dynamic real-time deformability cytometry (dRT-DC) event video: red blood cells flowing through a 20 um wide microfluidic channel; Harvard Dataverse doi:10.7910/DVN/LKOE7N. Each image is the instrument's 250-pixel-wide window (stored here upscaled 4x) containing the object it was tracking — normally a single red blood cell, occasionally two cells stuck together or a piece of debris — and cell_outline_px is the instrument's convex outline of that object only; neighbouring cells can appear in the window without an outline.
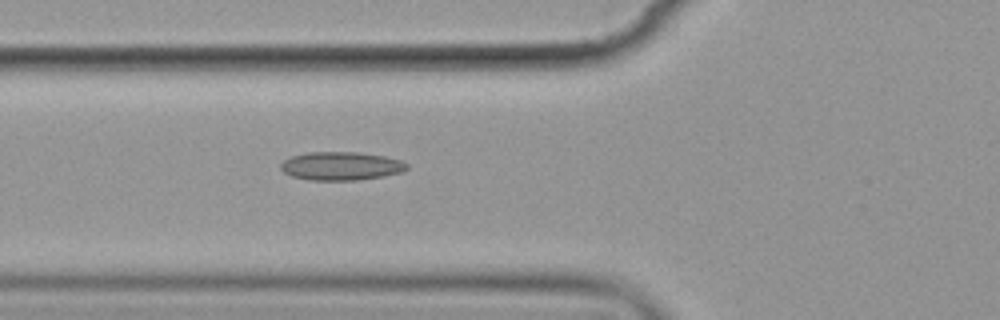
{"species": "common noctule bat (a hibernating species)", "species_latin": "Nyctalus noctula", "temperature_condition": "cold", "stored_images_in_passage": 5, "camera_frame_rate_fps": 3000, "um_per_image_px": 0.085, "animal": {"sex": "female", "body_mass_g": 19.9}, "frame": {"image": 1, "passage_image": 5, "time_ms": 5.667, "image_size_px": [1000, 320], "cell_outline_px": [[408, 168], [404, 172], [384, 176], [356, 180], [308, 180], [292, 176], [284, 172], [280, 168], [280, 164], [284, 160], [292, 156], [308, 152], [360, 152], [384, 156], [400, 160], [408, 164]], "centroid_in_image_um": [29.01, 14.11], "position_along_channel_um": 96.8, "area_um2": 20.98}}